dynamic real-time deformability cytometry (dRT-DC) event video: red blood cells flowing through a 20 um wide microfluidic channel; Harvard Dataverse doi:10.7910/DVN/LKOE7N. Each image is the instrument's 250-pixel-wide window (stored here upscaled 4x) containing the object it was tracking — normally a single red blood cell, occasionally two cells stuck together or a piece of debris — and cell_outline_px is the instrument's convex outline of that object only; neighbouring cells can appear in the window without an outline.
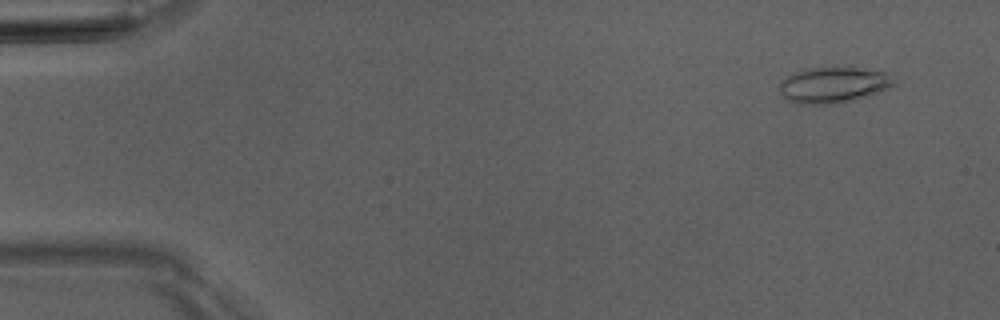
{"species": "Egyptian fruit bat (a non-hibernating species)", "species_latin": "Rousettus aegyptiacus", "temperature_condition": "room temperature", "stored_images_in_passage": 4, "camera_frame_rate_fps": 3000, "um_per_image_px": 0.085, "animal": {"sex": "male"}, "frame": {"image": 1, "passage_image": 1, "time_ms": 0.0, "image_size_px": [1000, 320], "cell_outline_px": [[892, 84], [888, 88], [852, 100], [836, 104], [796, 104], [788, 100], [780, 92], [780, 84], [788, 76], [796, 72], [812, 68], [844, 64], [848, 64], [884, 72]], "centroid_in_image_um": [70.79, 7.18], "position_along_channel_um": 14.2, "area_um2": 23.93}}